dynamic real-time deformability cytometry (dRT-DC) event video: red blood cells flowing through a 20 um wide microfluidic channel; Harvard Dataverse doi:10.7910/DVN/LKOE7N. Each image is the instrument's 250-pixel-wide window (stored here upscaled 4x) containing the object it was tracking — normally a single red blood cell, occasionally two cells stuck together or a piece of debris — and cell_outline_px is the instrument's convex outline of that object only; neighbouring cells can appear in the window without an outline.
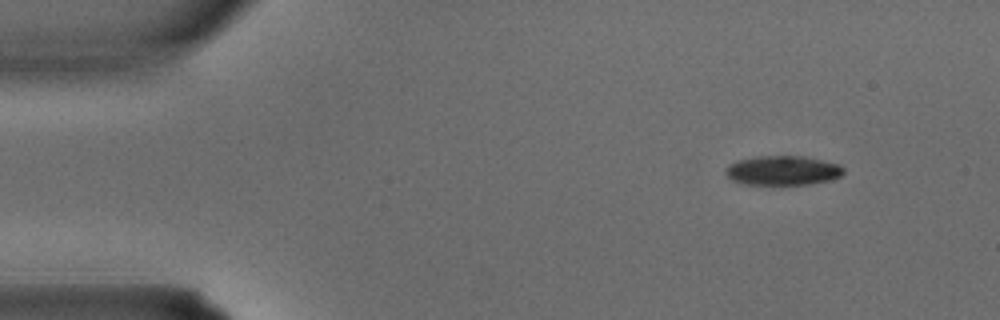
{"species": "common noctule bat (a hibernating species)", "species_latin": "Nyctalus noctula", "temperature_condition": "warm", "stored_images_in_passage": 2, "camera_frame_rate_fps": 3000, "um_per_image_px": 0.085, "animal": {"sex": "male", "body_mass_g": 15.6}, "frame": {"image": 1, "passage_image": 1, "time_ms": 0.0, "image_size_px": [1000, 320], "cell_outline_px": [[844, 172], [840, 176], [832, 180], [808, 184], [740, 184], [732, 180], [724, 172], [728, 164], [736, 160], [756, 156], [804, 156], [840, 164], [844, 168]], "centroid_in_image_um": [66.52, 14.48], "position_along_channel_um": 18.5, "area_um2": 20.4}}